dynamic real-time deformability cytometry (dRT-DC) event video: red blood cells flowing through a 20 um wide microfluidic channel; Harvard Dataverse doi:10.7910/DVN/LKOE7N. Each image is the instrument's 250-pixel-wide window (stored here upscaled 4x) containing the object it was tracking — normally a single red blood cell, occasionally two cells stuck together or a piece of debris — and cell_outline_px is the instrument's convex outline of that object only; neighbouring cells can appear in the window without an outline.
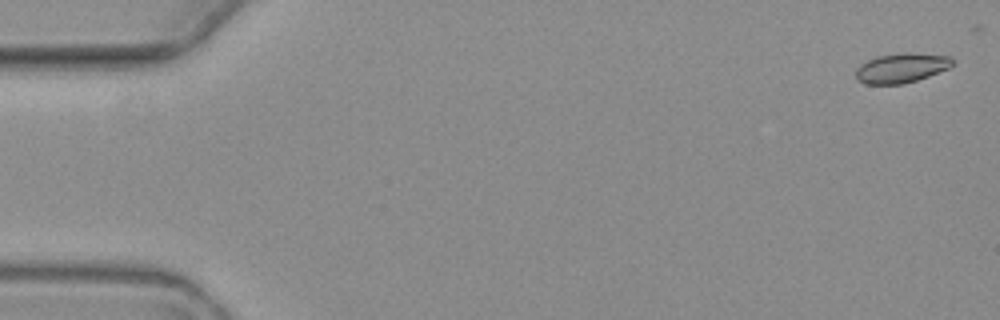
{"species": "common noctule bat (a hibernating species)", "species_latin": "Nyctalus noctula", "temperature_condition": "warm", "stored_images_in_passage": 5, "camera_frame_rate_fps": 3000, "um_per_image_px": 0.085, "animal": {"sex": "female", "body_mass_g": 19.3, "forearm_length_mm": 54.1}, "frame": {"image": 1, "passage_image": 1, "time_ms": 0.0, "image_size_px": [1000, 320], "cell_outline_px": [[956, 64], [948, 68], [928, 76], [904, 84], [864, 84], [856, 80], [856, 68], [860, 64], [876, 56], [904, 52], [952, 56], [956, 60]], "centroid_in_image_um": [76.64, 5.77], "position_along_channel_um": 8.4, "area_um2": 16.94}}
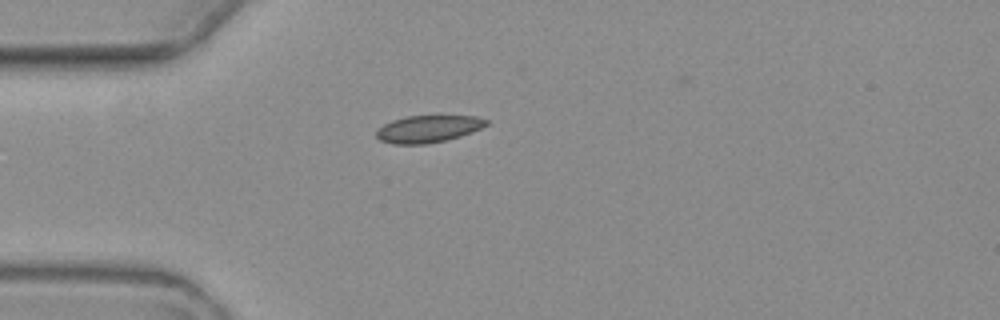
{"frame": {"image": 2, "passage_image": 4, "time_ms": 4.667, "image_size_px": [1000, 320], "cell_outline_px": [[488, 124], [472, 132], [460, 136], [444, 140], [424, 144], [392, 144], [380, 140], [376, 136], [376, 132], [384, 124], [392, 120], [408, 116], [476, 116], [488, 120]], "centroid_in_image_um": [36.39, 10.95], "position_along_channel_um": 48.6, "area_um2": 17.17}}